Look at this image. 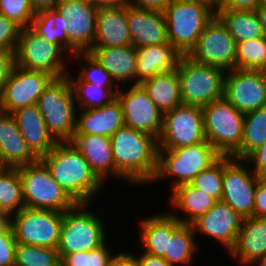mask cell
I'll return each mask as SVG.
<instances>
[{"instance_id":"48","label":"cell","mask_w":266,"mask_h":266,"mask_svg":"<svg viewBox=\"0 0 266 266\" xmlns=\"http://www.w3.org/2000/svg\"><path fill=\"white\" fill-rule=\"evenodd\" d=\"M254 217L266 218V178H260L256 184Z\"/></svg>"},{"instance_id":"54","label":"cell","mask_w":266,"mask_h":266,"mask_svg":"<svg viewBox=\"0 0 266 266\" xmlns=\"http://www.w3.org/2000/svg\"><path fill=\"white\" fill-rule=\"evenodd\" d=\"M61 0H30L35 12L42 10L56 9Z\"/></svg>"},{"instance_id":"24","label":"cell","mask_w":266,"mask_h":266,"mask_svg":"<svg viewBox=\"0 0 266 266\" xmlns=\"http://www.w3.org/2000/svg\"><path fill=\"white\" fill-rule=\"evenodd\" d=\"M38 160L20 134L13 115L0 111V167L18 168Z\"/></svg>"},{"instance_id":"13","label":"cell","mask_w":266,"mask_h":266,"mask_svg":"<svg viewBox=\"0 0 266 266\" xmlns=\"http://www.w3.org/2000/svg\"><path fill=\"white\" fill-rule=\"evenodd\" d=\"M206 141L202 107L181 104L163 114L158 150H171Z\"/></svg>"},{"instance_id":"6","label":"cell","mask_w":266,"mask_h":266,"mask_svg":"<svg viewBox=\"0 0 266 266\" xmlns=\"http://www.w3.org/2000/svg\"><path fill=\"white\" fill-rule=\"evenodd\" d=\"M37 106L48 132L57 142L73 139L77 107L67 76L54 78L39 97Z\"/></svg>"},{"instance_id":"44","label":"cell","mask_w":266,"mask_h":266,"mask_svg":"<svg viewBox=\"0 0 266 266\" xmlns=\"http://www.w3.org/2000/svg\"><path fill=\"white\" fill-rule=\"evenodd\" d=\"M16 245L12 226L0 232V266H14Z\"/></svg>"},{"instance_id":"32","label":"cell","mask_w":266,"mask_h":266,"mask_svg":"<svg viewBox=\"0 0 266 266\" xmlns=\"http://www.w3.org/2000/svg\"><path fill=\"white\" fill-rule=\"evenodd\" d=\"M216 16L227 27L236 43L265 37L255 10L216 9Z\"/></svg>"},{"instance_id":"19","label":"cell","mask_w":266,"mask_h":266,"mask_svg":"<svg viewBox=\"0 0 266 266\" xmlns=\"http://www.w3.org/2000/svg\"><path fill=\"white\" fill-rule=\"evenodd\" d=\"M242 222L243 218L227 203L217 201L207 213L194 221L192 226L196 238L203 236L202 240L197 241L206 239L208 243L209 239H212L214 243L223 246L222 250L229 253L235 245Z\"/></svg>"},{"instance_id":"23","label":"cell","mask_w":266,"mask_h":266,"mask_svg":"<svg viewBox=\"0 0 266 266\" xmlns=\"http://www.w3.org/2000/svg\"><path fill=\"white\" fill-rule=\"evenodd\" d=\"M12 115L28 148L38 159L54 149L57 141L48 132L37 104L18 109Z\"/></svg>"},{"instance_id":"4","label":"cell","mask_w":266,"mask_h":266,"mask_svg":"<svg viewBox=\"0 0 266 266\" xmlns=\"http://www.w3.org/2000/svg\"><path fill=\"white\" fill-rule=\"evenodd\" d=\"M220 157L207 141L171 150H158L157 171L150 185L170 181V186L166 189L170 188L168 191H171L179 185L190 183Z\"/></svg>"},{"instance_id":"50","label":"cell","mask_w":266,"mask_h":266,"mask_svg":"<svg viewBox=\"0 0 266 266\" xmlns=\"http://www.w3.org/2000/svg\"><path fill=\"white\" fill-rule=\"evenodd\" d=\"M263 0H221L218 8L229 10H256Z\"/></svg>"},{"instance_id":"27","label":"cell","mask_w":266,"mask_h":266,"mask_svg":"<svg viewBox=\"0 0 266 266\" xmlns=\"http://www.w3.org/2000/svg\"><path fill=\"white\" fill-rule=\"evenodd\" d=\"M72 144L80 151L96 175L106 184L115 178L111 138L104 135H74ZM107 179H109L107 181Z\"/></svg>"},{"instance_id":"7","label":"cell","mask_w":266,"mask_h":266,"mask_svg":"<svg viewBox=\"0 0 266 266\" xmlns=\"http://www.w3.org/2000/svg\"><path fill=\"white\" fill-rule=\"evenodd\" d=\"M202 112L206 141L221 156H232L241 146L244 114L224 97L203 106Z\"/></svg>"},{"instance_id":"29","label":"cell","mask_w":266,"mask_h":266,"mask_svg":"<svg viewBox=\"0 0 266 266\" xmlns=\"http://www.w3.org/2000/svg\"><path fill=\"white\" fill-rule=\"evenodd\" d=\"M89 52L101 63L118 87L136 84L137 51L134 46L92 48Z\"/></svg>"},{"instance_id":"9","label":"cell","mask_w":266,"mask_h":266,"mask_svg":"<svg viewBox=\"0 0 266 266\" xmlns=\"http://www.w3.org/2000/svg\"><path fill=\"white\" fill-rule=\"evenodd\" d=\"M177 72L183 104L203 107L224 97V70L183 55Z\"/></svg>"},{"instance_id":"38","label":"cell","mask_w":266,"mask_h":266,"mask_svg":"<svg viewBox=\"0 0 266 266\" xmlns=\"http://www.w3.org/2000/svg\"><path fill=\"white\" fill-rule=\"evenodd\" d=\"M58 16L55 9L38 11L30 27L47 41L58 44L71 57L69 40L66 32L58 24Z\"/></svg>"},{"instance_id":"43","label":"cell","mask_w":266,"mask_h":266,"mask_svg":"<svg viewBox=\"0 0 266 266\" xmlns=\"http://www.w3.org/2000/svg\"><path fill=\"white\" fill-rule=\"evenodd\" d=\"M22 27L0 14V50L16 51Z\"/></svg>"},{"instance_id":"45","label":"cell","mask_w":266,"mask_h":266,"mask_svg":"<svg viewBox=\"0 0 266 266\" xmlns=\"http://www.w3.org/2000/svg\"><path fill=\"white\" fill-rule=\"evenodd\" d=\"M244 160L259 178H266V142L252 151Z\"/></svg>"},{"instance_id":"47","label":"cell","mask_w":266,"mask_h":266,"mask_svg":"<svg viewBox=\"0 0 266 266\" xmlns=\"http://www.w3.org/2000/svg\"><path fill=\"white\" fill-rule=\"evenodd\" d=\"M15 65V51L0 50V97L4 89V85Z\"/></svg>"},{"instance_id":"36","label":"cell","mask_w":266,"mask_h":266,"mask_svg":"<svg viewBox=\"0 0 266 266\" xmlns=\"http://www.w3.org/2000/svg\"><path fill=\"white\" fill-rule=\"evenodd\" d=\"M77 110L101 108L117 97L119 87H101L84 81H70Z\"/></svg>"},{"instance_id":"33","label":"cell","mask_w":266,"mask_h":266,"mask_svg":"<svg viewBox=\"0 0 266 266\" xmlns=\"http://www.w3.org/2000/svg\"><path fill=\"white\" fill-rule=\"evenodd\" d=\"M192 224L181 223L169 239L168 252L163 257L171 266H190L196 261L202 245L197 242ZM199 246V247H198ZM201 246V247H200ZM195 260V261H194Z\"/></svg>"},{"instance_id":"17","label":"cell","mask_w":266,"mask_h":266,"mask_svg":"<svg viewBox=\"0 0 266 266\" xmlns=\"http://www.w3.org/2000/svg\"><path fill=\"white\" fill-rule=\"evenodd\" d=\"M224 98L243 114L266 107V71H227L224 78Z\"/></svg>"},{"instance_id":"59","label":"cell","mask_w":266,"mask_h":266,"mask_svg":"<svg viewBox=\"0 0 266 266\" xmlns=\"http://www.w3.org/2000/svg\"><path fill=\"white\" fill-rule=\"evenodd\" d=\"M200 1L207 2L215 9H217L221 4V0H200Z\"/></svg>"},{"instance_id":"2","label":"cell","mask_w":266,"mask_h":266,"mask_svg":"<svg viewBox=\"0 0 266 266\" xmlns=\"http://www.w3.org/2000/svg\"><path fill=\"white\" fill-rule=\"evenodd\" d=\"M40 160L76 203H95L99 201V194L106 190L103 188L106 184L71 141L57 142L54 149Z\"/></svg>"},{"instance_id":"56","label":"cell","mask_w":266,"mask_h":266,"mask_svg":"<svg viewBox=\"0 0 266 266\" xmlns=\"http://www.w3.org/2000/svg\"><path fill=\"white\" fill-rule=\"evenodd\" d=\"M255 12L266 36V3L262 2Z\"/></svg>"},{"instance_id":"20","label":"cell","mask_w":266,"mask_h":266,"mask_svg":"<svg viewBox=\"0 0 266 266\" xmlns=\"http://www.w3.org/2000/svg\"><path fill=\"white\" fill-rule=\"evenodd\" d=\"M163 210L160 213H154L150 216L141 217L136 223V235L139 234L140 246L142 252L158 257H164L168 252L169 239L172 232L181 224V222L173 217L168 211Z\"/></svg>"},{"instance_id":"34","label":"cell","mask_w":266,"mask_h":266,"mask_svg":"<svg viewBox=\"0 0 266 266\" xmlns=\"http://www.w3.org/2000/svg\"><path fill=\"white\" fill-rule=\"evenodd\" d=\"M75 62L77 65H73ZM70 64V66H76L78 68L76 69L78 76L73 73V69L70 67V71L66 75L69 81H84L93 85H100L101 87H118L110 74L89 51L73 54L70 57Z\"/></svg>"},{"instance_id":"42","label":"cell","mask_w":266,"mask_h":266,"mask_svg":"<svg viewBox=\"0 0 266 266\" xmlns=\"http://www.w3.org/2000/svg\"><path fill=\"white\" fill-rule=\"evenodd\" d=\"M35 13L30 0H0V14L14 20L22 28L31 26Z\"/></svg>"},{"instance_id":"31","label":"cell","mask_w":266,"mask_h":266,"mask_svg":"<svg viewBox=\"0 0 266 266\" xmlns=\"http://www.w3.org/2000/svg\"><path fill=\"white\" fill-rule=\"evenodd\" d=\"M139 84L163 114L183 104L177 69L156 74Z\"/></svg>"},{"instance_id":"40","label":"cell","mask_w":266,"mask_h":266,"mask_svg":"<svg viewBox=\"0 0 266 266\" xmlns=\"http://www.w3.org/2000/svg\"><path fill=\"white\" fill-rule=\"evenodd\" d=\"M14 266H61L57 249L17 243Z\"/></svg>"},{"instance_id":"22","label":"cell","mask_w":266,"mask_h":266,"mask_svg":"<svg viewBox=\"0 0 266 266\" xmlns=\"http://www.w3.org/2000/svg\"><path fill=\"white\" fill-rule=\"evenodd\" d=\"M266 255V218H244L234 247L226 256L237 262V266H249Z\"/></svg>"},{"instance_id":"10","label":"cell","mask_w":266,"mask_h":266,"mask_svg":"<svg viewBox=\"0 0 266 266\" xmlns=\"http://www.w3.org/2000/svg\"><path fill=\"white\" fill-rule=\"evenodd\" d=\"M16 65L44 71L54 78L65 77L70 71V56L58 45L47 41L31 27L21 29L15 51Z\"/></svg>"},{"instance_id":"41","label":"cell","mask_w":266,"mask_h":266,"mask_svg":"<svg viewBox=\"0 0 266 266\" xmlns=\"http://www.w3.org/2000/svg\"><path fill=\"white\" fill-rule=\"evenodd\" d=\"M190 184L210 195L216 201H221L223 193V156L209 168L196 175Z\"/></svg>"},{"instance_id":"26","label":"cell","mask_w":266,"mask_h":266,"mask_svg":"<svg viewBox=\"0 0 266 266\" xmlns=\"http://www.w3.org/2000/svg\"><path fill=\"white\" fill-rule=\"evenodd\" d=\"M131 45L126 5L98 8L96 36L92 48Z\"/></svg>"},{"instance_id":"5","label":"cell","mask_w":266,"mask_h":266,"mask_svg":"<svg viewBox=\"0 0 266 266\" xmlns=\"http://www.w3.org/2000/svg\"><path fill=\"white\" fill-rule=\"evenodd\" d=\"M163 13L169 43L182 55H188L216 9L200 0H171Z\"/></svg>"},{"instance_id":"51","label":"cell","mask_w":266,"mask_h":266,"mask_svg":"<svg viewBox=\"0 0 266 266\" xmlns=\"http://www.w3.org/2000/svg\"><path fill=\"white\" fill-rule=\"evenodd\" d=\"M171 0H128V3L151 11L164 12Z\"/></svg>"},{"instance_id":"12","label":"cell","mask_w":266,"mask_h":266,"mask_svg":"<svg viewBox=\"0 0 266 266\" xmlns=\"http://www.w3.org/2000/svg\"><path fill=\"white\" fill-rule=\"evenodd\" d=\"M60 28L69 40V52H87L96 36L98 8L87 0H61L55 9Z\"/></svg>"},{"instance_id":"16","label":"cell","mask_w":266,"mask_h":266,"mask_svg":"<svg viewBox=\"0 0 266 266\" xmlns=\"http://www.w3.org/2000/svg\"><path fill=\"white\" fill-rule=\"evenodd\" d=\"M53 79L47 72L27 70L15 65L0 97V111L12 114L18 109L37 104Z\"/></svg>"},{"instance_id":"3","label":"cell","mask_w":266,"mask_h":266,"mask_svg":"<svg viewBox=\"0 0 266 266\" xmlns=\"http://www.w3.org/2000/svg\"><path fill=\"white\" fill-rule=\"evenodd\" d=\"M93 204L95 205L77 203L64 212L57 248L60 258L71 253L97 249L111 237L106 216L93 208Z\"/></svg>"},{"instance_id":"49","label":"cell","mask_w":266,"mask_h":266,"mask_svg":"<svg viewBox=\"0 0 266 266\" xmlns=\"http://www.w3.org/2000/svg\"><path fill=\"white\" fill-rule=\"evenodd\" d=\"M114 252L108 266H138L136 252L132 249H123ZM133 251V253H132ZM117 253V254H116Z\"/></svg>"},{"instance_id":"11","label":"cell","mask_w":266,"mask_h":266,"mask_svg":"<svg viewBox=\"0 0 266 266\" xmlns=\"http://www.w3.org/2000/svg\"><path fill=\"white\" fill-rule=\"evenodd\" d=\"M62 212L24 207L11 215L17 243L57 249L63 221Z\"/></svg>"},{"instance_id":"1","label":"cell","mask_w":266,"mask_h":266,"mask_svg":"<svg viewBox=\"0 0 266 266\" xmlns=\"http://www.w3.org/2000/svg\"><path fill=\"white\" fill-rule=\"evenodd\" d=\"M115 162V182L150 186L157 171L158 140L141 131L123 126L111 137ZM149 184V185H148ZM143 185V186H142Z\"/></svg>"},{"instance_id":"57","label":"cell","mask_w":266,"mask_h":266,"mask_svg":"<svg viewBox=\"0 0 266 266\" xmlns=\"http://www.w3.org/2000/svg\"><path fill=\"white\" fill-rule=\"evenodd\" d=\"M11 226V215L7 212H0V232L6 231Z\"/></svg>"},{"instance_id":"30","label":"cell","mask_w":266,"mask_h":266,"mask_svg":"<svg viewBox=\"0 0 266 266\" xmlns=\"http://www.w3.org/2000/svg\"><path fill=\"white\" fill-rule=\"evenodd\" d=\"M136 84L156 74L177 69L182 54L169 42L136 48Z\"/></svg>"},{"instance_id":"58","label":"cell","mask_w":266,"mask_h":266,"mask_svg":"<svg viewBox=\"0 0 266 266\" xmlns=\"http://www.w3.org/2000/svg\"><path fill=\"white\" fill-rule=\"evenodd\" d=\"M249 266H266V255L256 259L252 264Z\"/></svg>"},{"instance_id":"25","label":"cell","mask_w":266,"mask_h":266,"mask_svg":"<svg viewBox=\"0 0 266 266\" xmlns=\"http://www.w3.org/2000/svg\"><path fill=\"white\" fill-rule=\"evenodd\" d=\"M125 126L122 106L116 98L101 108L77 110L74 135H104L111 137Z\"/></svg>"},{"instance_id":"53","label":"cell","mask_w":266,"mask_h":266,"mask_svg":"<svg viewBox=\"0 0 266 266\" xmlns=\"http://www.w3.org/2000/svg\"><path fill=\"white\" fill-rule=\"evenodd\" d=\"M136 249H138L136 251V258H137L138 266H171L162 257L144 253L139 248H136Z\"/></svg>"},{"instance_id":"14","label":"cell","mask_w":266,"mask_h":266,"mask_svg":"<svg viewBox=\"0 0 266 266\" xmlns=\"http://www.w3.org/2000/svg\"><path fill=\"white\" fill-rule=\"evenodd\" d=\"M260 178L244 159L223 156V193L227 203L243 219L254 217L256 184Z\"/></svg>"},{"instance_id":"39","label":"cell","mask_w":266,"mask_h":266,"mask_svg":"<svg viewBox=\"0 0 266 266\" xmlns=\"http://www.w3.org/2000/svg\"><path fill=\"white\" fill-rule=\"evenodd\" d=\"M235 69L266 71V36L236 43Z\"/></svg>"},{"instance_id":"21","label":"cell","mask_w":266,"mask_h":266,"mask_svg":"<svg viewBox=\"0 0 266 266\" xmlns=\"http://www.w3.org/2000/svg\"><path fill=\"white\" fill-rule=\"evenodd\" d=\"M126 16L131 34V45L139 48L168 43L164 13L126 4Z\"/></svg>"},{"instance_id":"37","label":"cell","mask_w":266,"mask_h":266,"mask_svg":"<svg viewBox=\"0 0 266 266\" xmlns=\"http://www.w3.org/2000/svg\"><path fill=\"white\" fill-rule=\"evenodd\" d=\"M24 207L18 168L0 167V212L13 215Z\"/></svg>"},{"instance_id":"55","label":"cell","mask_w":266,"mask_h":266,"mask_svg":"<svg viewBox=\"0 0 266 266\" xmlns=\"http://www.w3.org/2000/svg\"><path fill=\"white\" fill-rule=\"evenodd\" d=\"M97 8L101 7H120L128 4V0H87Z\"/></svg>"},{"instance_id":"52","label":"cell","mask_w":266,"mask_h":266,"mask_svg":"<svg viewBox=\"0 0 266 266\" xmlns=\"http://www.w3.org/2000/svg\"><path fill=\"white\" fill-rule=\"evenodd\" d=\"M88 257L87 251L67 254L61 258V266H88Z\"/></svg>"},{"instance_id":"18","label":"cell","mask_w":266,"mask_h":266,"mask_svg":"<svg viewBox=\"0 0 266 266\" xmlns=\"http://www.w3.org/2000/svg\"><path fill=\"white\" fill-rule=\"evenodd\" d=\"M125 126L147 133L157 140L163 128V113L155 106L140 84L119 87Z\"/></svg>"},{"instance_id":"15","label":"cell","mask_w":266,"mask_h":266,"mask_svg":"<svg viewBox=\"0 0 266 266\" xmlns=\"http://www.w3.org/2000/svg\"><path fill=\"white\" fill-rule=\"evenodd\" d=\"M235 39L215 15L205 26L196 46L187 55L195 62L220 68L225 72L235 69Z\"/></svg>"},{"instance_id":"8","label":"cell","mask_w":266,"mask_h":266,"mask_svg":"<svg viewBox=\"0 0 266 266\" xmlns=\"http://www.w3.org/2000/svg\"><path fill=\"white\" fill-rule=\"evenodd\" d=\"M18 171L25 207L64 213L77 204L53 179L40 159L36 163L18 167Z\"/></svg>"},{"instance_id":"28","label":"cell","mask_w":266,"mask_h":266,"mask_svg":"<svg viewBox=\"0 0 266 266\" xmlns=\"http://www.w3.org/2000/svg\"><path fill=\"white\" fill-rule=\"evenodd\" d=\"M169 194L168 203L172 211L168 210V212L183 224H192L217 202L190 183L175 187Z\"/></svg>"},{"instance_id":"35","label":"cell","mask_w":266,"mask_h":266,"mask_svg":"<svg viewBox=\"0 0 266 266\" xmlns=\"http://www.w3.org/2000/svg\"><path fill=\"white\" fill-rule=\"evenodd\" d=\"M266 142V107L244 114V127L240 148L231 156L245 159Z\"/></svg>"},{"instance_id":"46","label":"cell","mask_w":266,"mask_h":266,"mask_svg":"<svg viewBox=\"0 0 266 266\" xmlns=\"http://www.w3.org/2000/svg\"><path fill=\"white\" fill-rule=\"evenodd\" d=\"M108 242V243H107ZM112 242L109 241V239L100 247L97 249L89 251V257H88V266H108L111 257L114 255L110 245ZM113 253V254H112Z\"/></svg>"}]
</instances>
